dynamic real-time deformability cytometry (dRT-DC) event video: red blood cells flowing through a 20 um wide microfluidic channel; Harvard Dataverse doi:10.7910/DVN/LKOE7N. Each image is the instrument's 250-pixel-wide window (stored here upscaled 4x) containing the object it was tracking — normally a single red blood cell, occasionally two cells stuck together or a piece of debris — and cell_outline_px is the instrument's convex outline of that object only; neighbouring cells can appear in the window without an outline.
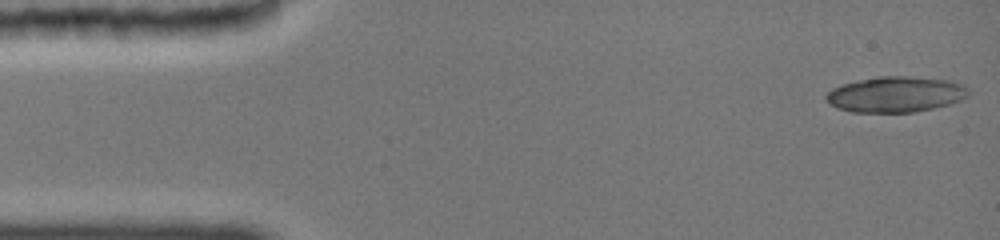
{"species": "common noctule bat (a hibernating species)", "species_latin": "Nyctalus noctula", "temperature_condition": "cold", "stored_images_in_passage": 38, "camera_frame_rate_fps": 3000, "um_per_image_px": 0.085, "animal": {"sex": "female", "body_mass_g": 19.0, "forearm_length_mm": 51.5}, "frame": {"image": 1, "passage_image": 1, "time_ms": 0.0, "image_size_px": [1000, 240], "cell_outline_px": [[968, 96], [960, 100], [948, 104], [932, 108], [912, 112], [852, 112], [828, 104], [824, 100], [824, 96], [832, 88], [840, 84], [880, 76], [908, 76], [948, 80], [964, 84], [968, 88]], "centroid_in_image_um": [76.1, 8.01], "position_along_channel_um": 8.9, "area_um2": 29.59}}